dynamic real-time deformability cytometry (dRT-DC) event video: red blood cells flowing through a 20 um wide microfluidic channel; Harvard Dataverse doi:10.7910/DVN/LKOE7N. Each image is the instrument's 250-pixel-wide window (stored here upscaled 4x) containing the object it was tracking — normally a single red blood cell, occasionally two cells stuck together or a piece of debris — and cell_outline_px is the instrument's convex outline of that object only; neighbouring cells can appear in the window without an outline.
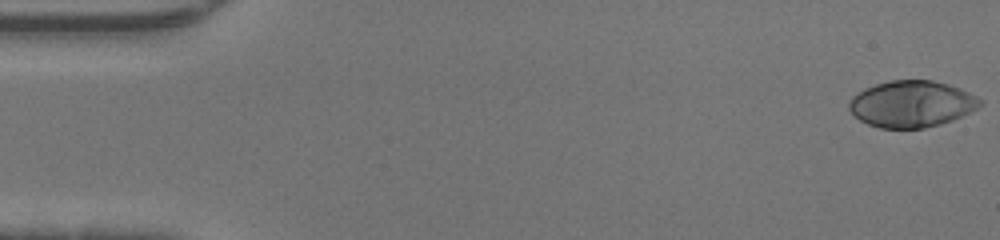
{"species": "human", "species_latin": "Homo sapiens", "temperature_condition": "warm", "stored_images_in_passage": 46, "camera_frame_rate_fps": 3000, "um_per_image_px": 0.085, "donor": {"sex": "male"}, "frame": {"image": 1, "passage_image": 1, "time_ms": 0.0, "image_size_px": [1000, 240], "cell_outline_px": [[984, 104], [952, 120], [940, 124], [924, 128], [880, 128], [868, 124], [860, 120], [848, 108], [848, 104], [852, 96], [864, 88], [888, 80], [932, 80], [948, 84], [960, 88], [984, 100]], "centroid_in_image_um": [77.48, 8.82], "position_along_channel_um": 7.5, "area_um2": 35.49}}
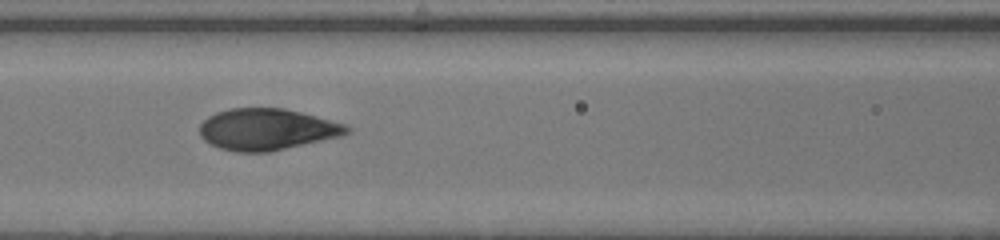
{"frame": {"image": 2, "passage_image": 20, "time_ms": 6.333, "image_size_px": [1000, 240], "cell_outline_px": [[352, 128], [344, 136], [268, 152], [236, 152], [220, 148], [204, 140], [200, 136], [200, 124], [208, 116], [216, 112], [228, 108], [284, 108], [300, 112], [344, 124]], "centroid_in_image_um": [22.68, 11.0], "position_along_channel_um": 143.9, "area_um2": 35.55}}
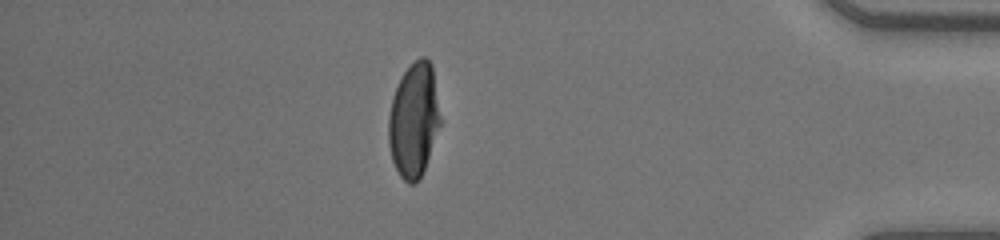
{"frame": {"image": 3, "passage_image": 40, "time_ms": 13.0, "image_size_px": [1000, 240], "cell_outline_px": [[440, 124], [424, 168], [416, 184], [408, 184], [400, 176], [392, 160], [388, 144], [388, 116], [392, 96], [404, 72], [420, 56], [424, 56], [432, 64], [440, 116]], "centroid_in_image_um": [35.15, 10.21], "position_along_channel_um": 400.0, "area_um2": 34.16}}